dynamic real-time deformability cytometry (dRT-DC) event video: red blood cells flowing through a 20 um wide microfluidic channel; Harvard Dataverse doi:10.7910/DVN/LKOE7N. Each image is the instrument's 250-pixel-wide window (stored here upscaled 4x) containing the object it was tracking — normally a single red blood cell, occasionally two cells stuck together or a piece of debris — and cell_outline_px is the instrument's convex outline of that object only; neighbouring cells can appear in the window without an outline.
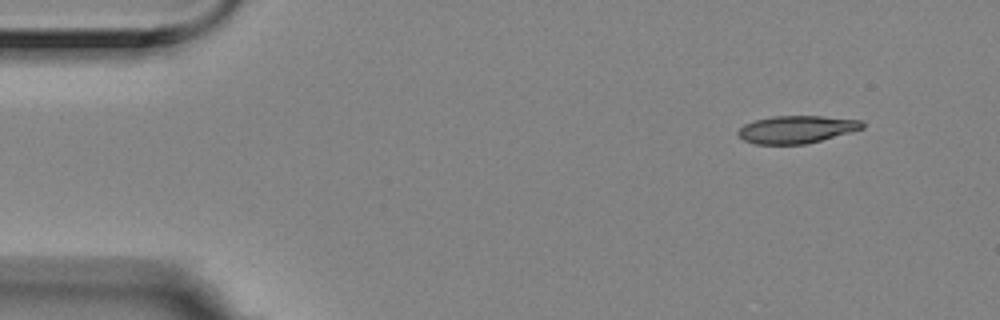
{"species": "Egyptian fruit bat (a non-hibernating species)", "species_latin": "Rousettus aegyptiacus", "temperature_condition": "room temperature", "stored_images_in_passage": 6, "segment_of_instrument_passage": [2, 2], "camera_frame_rate_fps": 3000, "um_per_image_px": 0.085, "animal": {"sex": "female"}, "frame": {"image": 1, "passage_image": 6, "time_ms": 1.667, "image_size_px": [1000, 320], "cell_outline_px": [[864, 128], [820, 140], [804, 144], [756, 144], [744, 140], [736, 132], [744, 124], [756, 120], [772, 116], [824, 116], [860, 120], [864, 124]], "centroid_in_image_um": [67.69, 10.99], "position_along_channel_um": 17.3, "area_um2": 19.71}}